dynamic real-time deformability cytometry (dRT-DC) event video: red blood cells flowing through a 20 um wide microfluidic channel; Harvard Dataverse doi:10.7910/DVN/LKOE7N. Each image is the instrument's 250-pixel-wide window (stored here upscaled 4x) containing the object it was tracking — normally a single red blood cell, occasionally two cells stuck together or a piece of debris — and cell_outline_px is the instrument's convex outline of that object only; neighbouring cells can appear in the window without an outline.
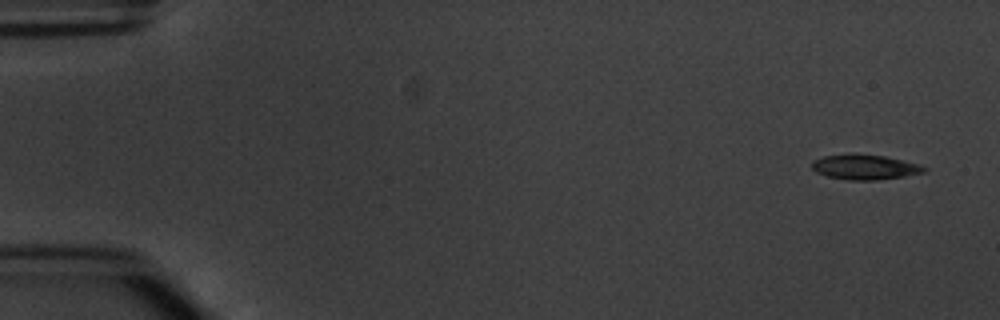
{"species": "common noctule bat (a hibernating species)", "species_latin": "Nyctalus noctula", "temperature_condition": "warm", "stored_images_in_passage": 6, "camera_frame_rate_fps": 3000, "um_per_image_px": 0.085, "animal": {"sex": "male", "body_mass_g": 20.1, "forearm_length_mm": 53.5}, "frame": {"image": 1, "passage_image": 1, "time_ms": 0.0, "image_size_px": [1000, 320], "cell_outline_px": [[928, 168], [924, 172], [904, 176], [876, 180], [848, 180], [828, 176], [816, 172], [812, 168], [812, 160], [824, 156], [852, 152], [884, 156], [920, 164]], "centroid_in_image_um": [73.49, 14.18], "position_along_channel_um": 11.5, "area_um2": 16.53}}
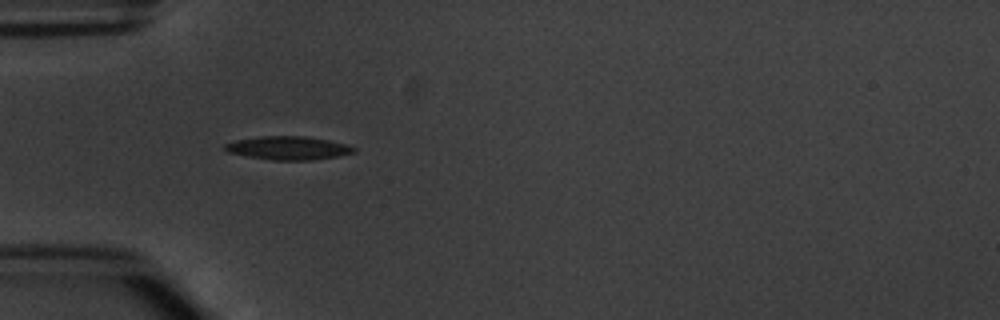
{"frame": {"image": 2, "passage_image": 5, "time_ms": 4.667, "image_size_px": [1000, 320], "cell_outline_px": [[356, 152], [340, 156], [312, 160], [272, 160], [248, 156], [228, 152], [224, 148], [224, 144], [236, 140], [260, 136], [304, 136], [328, 140], [344, 144], [356, 148]], "centroid_in_image_um": [24.51, 12.58], "position_along_channel_um": 60.5, "area_um2": 17.51}}